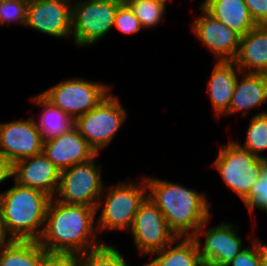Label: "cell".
<instances>
[{
    "instance_id": "1",
    "label": "cell",
    "mask_w": 267,
    "mask_h": 266,
    "mask_svg": "<svg viewBox=\"0 0 267 266\" xmlns=\"http://www.w3.org/2000/svg\"><path fill=\"white\" fill-rule=\"evenodd\" d=\"M96 209L65 204L52 198L39 245L52 254L80 255L105 241L97 240Z\"/></svg>"
},
{
    "instance_id": "2",
    "label": "cell",
    "mask_w": 267,
    "mask_h": 266,
    "mask_svg": "<svg viewBox=\"0 0 267 266\" xmlns=\"http://www.w3.org/2000/svg\"><path fill=\"white\" fill-rule=\"evenodd\" d=\"M147 196L165 217L176 237L192 238L213 214L206 193L197 192L176 182L145 176Z\"/></svg>"
},
{
    "instance_id": "3",
    "label": "cell",
    "mask_w": 267,
    "mask_h": 266,
    "mask_svg": "<svg viewBox=\"0 0 267 266\" xmlns=\"http://www.w3.org/2000/svg\"><path fill=\"white\" fill-rule=\"evenodd\" d=\"M52 197L18 185L0 192V214L9 234L20 241H38Z\"/></svg>"
},
{
    "instance_id": "4",
    "label": "cell",
    "mask_w": 267,
    "mask_h": 266,
    "mask_svg": "<svg viewBox=\"0 0 267 266\" xmlns=\"http://www.w3.org/2000/svg\"><path fill=\"white\" fill-rule=\"evenodd\" d=\"M106 186L96 207V216L100 211L96 218L98 235L107 231H129L139 206L147 197L145 176L138 184L125 180L112 187Z\"/></svg>"
},
{
    "instance_id": "5",
    "label": "cell",
    "mask_w": 267,
    "mask_h": 266,
    "mask_svg": "<svg viewBox=\"0 0 267 266\" xmlns=\"http://www.w3.org/2000/svg\"><path fill=\"white\" fill-rule=\"evenodd\" d=\"M123 2L124 0H72L73 43L78 47H88L104 39L112 30L116 11Z\"/></svg>"
},
{
    "instance_id": "6",
    "label": "cell",
    "mask_w": 267,
    "mask_h": 266,
    "mask_svg": "<svg viewBox=\"0 0 267 266\" xmlns=\"http://www.w3.org/2000/svg\"><path fill=\"white\" fill-rule=\"evenodd\" d=\"M222 183L243 200L257 182L265 159L239 147L233 140L220 147L212 163Z\"/></svg>"
},
{
    "instance_id": "7",
    "label": "cell",
    "mask_w": 267,
    "mask_h": 266,
    "mask_svg": "<svg viewBox=\"0 0 267 266\" xmlns=\"http://www.w3.org/2000/svg\"><path fill=\"white\" fill-rule=\"evenodd\" d=\"M118 98L111 92L95 108L75 119L74 127L96 154L112 143L127 118Z\"/></svg>"
},
{
    "instance_id": "8",
    "label": "cell",
    "mask_w": 267,
    "mask_h": 266,
    "mask_svg": "<svg viewBox=\"0 0 267 266\" xmlns=\"http://www.w3.org/2000/svg\"><path fill=\"white\" fill-rule=\"evenodd\" d=\"M99 155L60 172V183L54 197L57 201L96 209L105 187L102 164L96 165L95 160Z\"/></svg>"
},
{
    "instance_id": "9",
    "label": "cell",
    "mask_w": 267,
    "mask_h": 266,
    "mask_svg": "<svg viewBox=\"0 0 267 266\" xmlns=\"http://www.w3.org/2000/svg\"><path fill=\"white\" fill-rule=\"evenodd\" d=\"M112 88L108 84L85 78H67L40 94L54 107L60 108L74 120L95 108Z\"/></svg>"
},
{
    "instance_id": "10",
    "label": "cell",
    "mask_w": 267,
    "mask_h": 266,
    "mask_svg": "<svg viewBox=\"0 0 267 266\" xmlns=\"http://www.w3.org/2000/svg\"><path fill=\"white\" fill-rule=\"evenodd\" d=\"M211 218L198 228L192 238L204 266H227L246 246H243L242 237L237 231L238 225L221 222L208 227ZM202 236L203 242L200 239Z\"/></svg>"
},
{
    "instance_id": "11",
    "label": "cell",
    "mask_w": 267,
    "mask_h": 266,
    "mask_svg": "<svg viewBox=\"0 0 267 266\" xmlns=\"http://www.w3.org/2000/svg\"><path fill=\"white\" fill-rule=\"evenodd\" d=\"M129 231L141 256L160 251L177 238L169 229L162 212L148 196L139 206Z\"/></svg>"
},
{
    "instance_id": "12",
    "label": "cell",
    "mask_w": 267,
    "mask_h": 266,
    "mask_svg": "<svg viewBox=\"0 0 267 266\" xmlns=\"http://www.w3.org/2000/svg\"><path fill=\"white\" fill-rule=\"evenodd\" d=\"M72 0L29 2L25 27L56 39L72 36Z\"/></svg>"
},
{
    "instance_id": "13",
    "label": "cell",
    "mask_w": 267,
    "mask_h": 266,
    "mask_svg": "<svg viewBox=\"0 0 267 266\" xmlns=\"http://www.w3.org/2000/svg\"><path fill=\"white\" fill-rule=\"evenodd\" d=\"M43 143L33 117L0 123V151L11 165L42 153Z\"/></svg>"
},
{
    "instance_id": "14",
    "label": "cell",
    "mask_w": 267,
    "mask_h": 266,
    "mask_svg": "<svg viewBox=\"0 0 267 266\" xmlns=\"http://www.w3.org/2000/svg\"><path fill=\"white\" fill-rule=\"evenodd\" d=\"M202 12L190 24L193 34L216 61H234L239 50L240 35L213 18L201 6Z\"/></svg>"
},
{
    "instance_id": "15",
    "label": "cell",
    "mask_w": 267,
    "mask_h": 266,
    "mask_svg": "<svg viewBox=\"0 0 267 266\" xmlns=\"http://www.w3.org/2000/svg\"><path fill=\"white\" fill-rule=\"evenodd\" d=\"M60 172L42 152L15 162L11 178L20 186L40 190L54 198L60 183Z\"/></svg>"
},
{
    "instance_id": "16",
    "label": "cell",
    "mask_w": 267,
    "mask_h": 266,
    "mask_svg": "<svg viewBox=\"0 0 267 266\" xmlns=\"http://www.w3.org/2000/svg\"><path fill=\"white\" fill-rule=\"evenodd\" d=\"M43 154L60 170L63 171L78 163L92 159L96 152L73 127L57 138L44 141Z\"/></svg>"
},
{
    "instance_id": "17",
    "label": "cell",
    "mask_w": 267,
    "mask_h": 266,
    "mask_svg": "<svg viewBox=\"0 0 267 266\" xmlns=\"http://www.w3.org/2000/svg\"><path fill=\"white\" fill-rule=\"evenodd\" d=\"M241 70L234 61H216L210 77L207 79V90L214 116L225 115L229 111L236 80Z\"/></svg>"
},
{
    "instance_id": "18",
    "label": "cell",
    "mask_w": 267,
    "mask_h": 266,
    "mask_svg": "<svg viewBox=\"0 0 267 266\" xmlns=\"http://www.w3.org/2000/svg\"><path fill=\"white\" fill-rule=\"evenodd\" d=\"M265 103H267V74L241 72L236 80L229 111L225 116H233L239 112L242 117L247 116L251 109L259 108Z\"/></svg>"
},
{
    "instance_id": "19",
    "label": "cell",
    "mask_w": 267,
    "mask_h": 266,
    "mask_svg": "<svg viewBox=\"0 0 267 266\" xmlns=\"http://www.w3.org/2000/svg\"><path fill=\"white\" fill-rule=\"evenodd\" d=\"M234 62L241 72L267 74V25H257L240 37Z\"/></svg>"
},
{
    "instance_id": "20",
    "label": "cell",
    "mask_w": 267,
    "mask_h": 266,
    "mask_svg": "<svg viewBox=\"0 0 267 266\" xmlns=\"http://www.w3.org/2000/svg\"><path fill=\"white\" fill-rule=\"evenodd\" d=\"M200 6L240 36L257 26L244 0H204Z\"/></svg>"
},
{
    "instance_id": "21",
    "label": "cell",
    "mask_w": 267,
    "mask_h": 266,
    "mask_svg": "<svg viewBox=\"0 0 267 266\" xmlns=\"http://www.w3.org/2000/svg\"><path fill=\"white\" fill-rule=\"evenodd\" d=\"M148 256L155 258L145 263V266H204L193 238L177 237L164 249Z\"/></svg>"
},
{
    "instance_id": "22",
    "label": "cell",
    "mask_w": 267,
    "mask_h": 266,
    "mask_svg": "<svg viewBox=\"0 0 267 266\" xmlns=\"http://www.w3.org/2000/svg\"><path fill=\"white\" fill-rule=\"evenodd\" d=\"M31 99L35 105L37 104L43 108V111H41L42 114H39V121L32 116L43 141L57 138L74 127L75 120L60 108L54 107L40 93Z\"/></svg>"
},
{
    "instance_id": "23",
    "label": "cell",
    "mask_w": 267,
    "mask_h": 266,
    "mask_svg": "<svg viewBox=\"0 0 267 266\" xmlns=\"http://www.w3.org/2000/svg\"><path fill=\"white\" fill-rule=\"evenodd\" d=\"M46 254L38 241L15 240L0 252V266H41Z\"/></svg>"
},
{
    "instance_id": "24",
    "label": "cell",
    "mask_w": 267,
    "mask_h": 266,
    "mask_svg": "<svg viewBox=\"0 0 267 266\" xmlns=\"http://www.w3.org/2000/svg\"><path fill=\"white\" fill-rule=\"evenodd\" d=\"M251 117L245 143L241 144L233 140L239 147L262 159H267L262 152L267 151V110Z\"/></svg>"
},
{
    "instance_id": "25",
    "label": "cell",
    "mask_w": 267,
    "mask_h": 266,
    "mask_svg": "<svg viewBox=\"0 0 267 266\" xmlns=\"http://www.w3.org/2000/svg\"><path fill=\"white\" fill-rule=\"evenodd\" d=\"M140 21L143 29L155 28L164 19L166 3L163 0H124Z\"/></svg>"
},
{
    "instance_id": "26",
    "label": "cell",
    "mask_w": 267,
    "mask_h": 266,
    "mask_svg": "<svg viewBox=\"0 0 267 266\" xmlns=\"http://www.w3.org/2000/svg\"><path fill=\"white\" fill-rule=\"evenodd\" d=\"M242 202L249 212L253 213L256 209L267 212V159H265L257 182Z\"/></svg>"
},
{
    "instance_id": "27",
    "label": "cell",
    "mask_w": 267,
    "mask_h": 266,
    "mask_svg": "<svg viewBox=\"0 0 267 266\" xmlns=\"http://www.w3.org/2000/svg\"><path fill=\"white\" fill-rule=\"evenodd\" d=\"M28 4L26 0H0V25H26Z\"/></svg>"
},
{
    "instance_id": "28",
    "label": "cell",
    "mask_w": 267,
    "mask_h": 266,
    "mask_svg": "<svg viewBox=\"0 0 267 266\" xmlns=\"http://www.w3.org/2000/svg\"><path fill=\"white\" fill-rule=\"evenodd\" d=\"M114 28L125 35H133L139 33L141 29H143L140 21L125 2H123L116 11L113 29Z\"/></svg>"
},
{
    "instance_id": "29",
    "label": "cell",
    "mask_w": 267,
    "mask_h": 266,
    "mask_svg": "<svg viewBox=\"0 0 267 266\" xmlns=\"http://www.w3.org/2000/svg\"><path fill=\"white\" fill-rule=\"evenodd\" d=\"M252 239V246L245 247L227 266H260V241Z\"/></svg>"
},
{
    "instance_id": "30",
    "label": "cell",
    "mask_w": 267,
    "mask_h": 266,
    "mask_svg": "<svg viewBox=\"0 0 267 266\" xmlns=\"http://www.w3.org/2000/svg\"><path fill=\"white\" fill-rule=\"evenodd\" d=\"M257 25H267V0H244Z\"/></svg>"
},
{
    "instance_id": "31",
    "label": "cell",
    "mask_w": 267,
    "mask_h": 266,
    "mask_svg": "<svg viewBox=\"0 0 267 266\" xmlns=\"http://www.w3.org/2000/svg\"><path fill=\"white\" fill-rule=\"evenodd\" d=\"M14 241L15 239L9 234L0 214V252L9 247Z\"/></svg>"
},
{
    "instance_id": "32",
    "label": "cell",
    "mask_w": 267,
    "mask_h": 266,
    "mask_svg": "<svg viewBox=\"0 0 267 266\" xmlns=\"http://www.w3.org/2000/svg\"><path fill=\"white\" fill-rule=\"evenodd\" d=\"M12 165L8 162L5 155L0 151V185L11 178Z\"/></svg>"
},
{
    "instance_id": "33",
    "label": "cell",
    "mask_w": 267,
    "mask_h": 266,
    "mask_svg": "<svg viewBox=\"0 0 267 266\" xmlns=\"http://www.w3.org/2000/svg\"><path fill=\"white\" fill-rule=\"evenodd\" d=\"M260 266H267V244L260 240Z\"/></svg>"
}]
</instances>
